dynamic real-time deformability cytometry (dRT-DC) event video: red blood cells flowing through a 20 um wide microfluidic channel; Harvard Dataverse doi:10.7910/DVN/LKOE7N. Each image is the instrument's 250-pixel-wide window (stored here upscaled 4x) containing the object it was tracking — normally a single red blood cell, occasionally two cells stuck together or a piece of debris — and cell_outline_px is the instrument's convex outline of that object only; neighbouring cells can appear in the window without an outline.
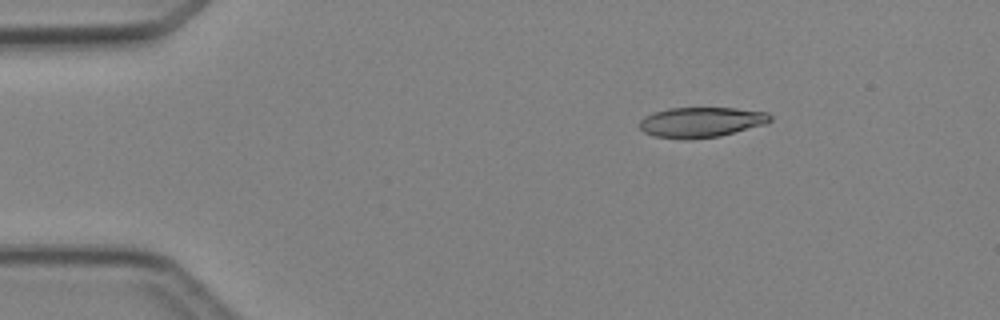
{"species": "Egyptian fruit bat (a non-hibernating species)", "species_latin": "Rousettus aegyptiacus", "temperature_condition": "cold", "stored_images_in_passage": 5, "camera_frame_rate_fps": 3000, "um_per_image_px": 0.085, "animal": {"sex": "female"}, "frame": {"image": 1, "passage_image": 3, "time_ms": 2.333, "image_size_px": [1000, 320], "cell_outline_px": [[772, 120], [764, 124], [720, 136], [688, 140], [684, 140], [656, 136], [644, 132], [640, 128], [640, 120], [644, 116], [668, 108], [736, 108], [768, 112], [772, 116]], "centroid_in_image_um": [59.61, 10.39], "position_along_channel_um": 25.4, "area_um2": 23.0}}
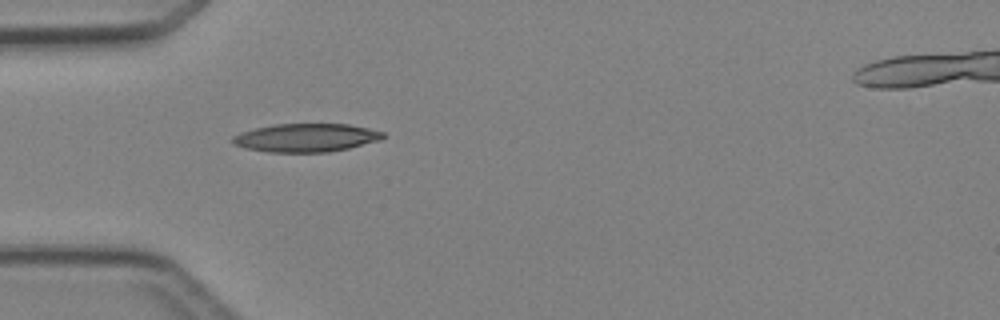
{"frame": {"image": 2, "passage_image": 5, "time_ms": 4.667, "image_size_px": [1000, 320], "cell_outline_px": [[384, 136], [380, 140], [348, 148], [328, 152], [268, 152], [244, 148], [232, 144], [232, 136], [240, 132], [272, 124], [348, 124], [368, 128], [384, 132]], "centroid_in_image_um": [25.97, 11.7], "position_along_channel_um": 59.0, "area_um2": 24.85}}